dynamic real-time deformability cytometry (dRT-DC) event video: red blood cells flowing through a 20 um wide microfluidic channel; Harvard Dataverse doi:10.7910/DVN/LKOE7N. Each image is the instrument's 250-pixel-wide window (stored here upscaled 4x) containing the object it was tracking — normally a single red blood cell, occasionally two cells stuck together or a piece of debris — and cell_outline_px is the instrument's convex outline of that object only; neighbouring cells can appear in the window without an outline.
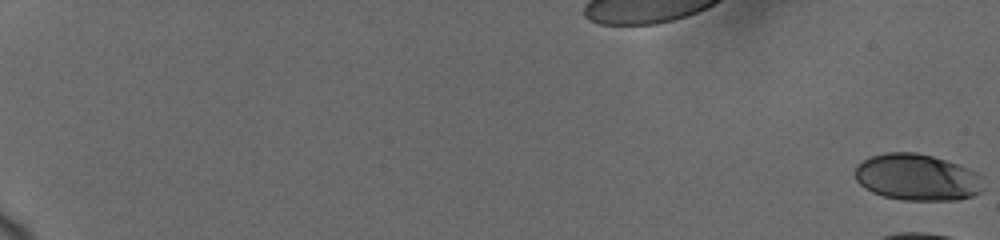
{"species": "human", "species_latin": "Homo sapiens", "temperature_condition": "cold", "stored_images_in_passage": 19, "camera_frame_rate_fps": 3000, "um_per_image_px": 0.085, "donor": {"sex": "female"}, "frame": {"image": 1, "passage_image": 1, "time_ms": 0.0, "image_size_px": [1000, 240], "cell_outline_px": [[984, 176], [980, 192], [972, 196], [956, 200], [904, 200], [884, 196], [872, 192], [864, 188], [856, 180], [856, 164], [872, 156], [888, 152], [916, 152], [932, 156], [980, 172]], "centroid_in_image_um": [77.97, 15.07], "position_along_channel_um": 7.0, "area_um2": 34.85}}
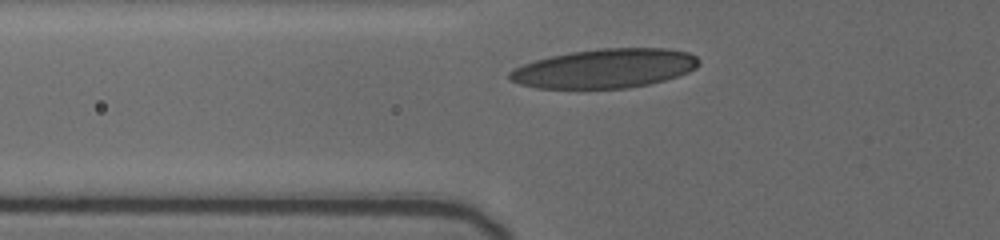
{"frame": {"image": 2, "passage_image": 15, "time_ms": 4.333, "image_size_px": [1000, 240], "cell_outline_px": [[700, 64], [696, 68], [688, 72], [664, 80], [648, 84], [624, 88], [536, 88], [520, 84], [508, 80], [508, 72], [524, 64], [536, 60], [552, 56], [572, 52], [600, 48], [664, 48], [688, 52], [696, 56], [700, 60]], "centroid_in_image_um": [51.42, 5.81], "position_along_channel_um": 74.4, "area_um2": 43.0}}
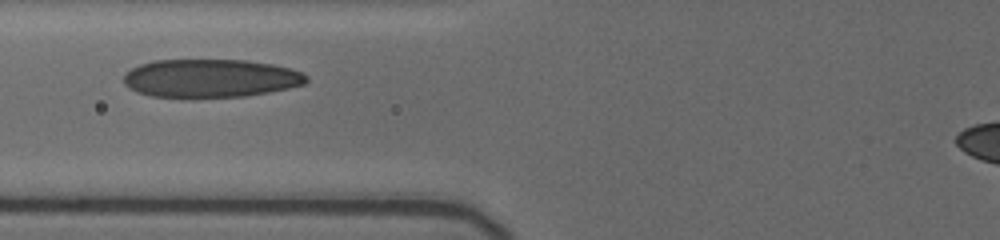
{"frame": {"image": 3, "passage_image": 18, "time_ms": 5.333, "image_size_px": [1000, 240], "cell_outline_px": [[308, 80], [304, 84], [288, 88], [268, 92], [244, 96], [152, 96], [136, 92], [128, 88], [124, 84], [124, 72], [140, 64], [152, 60], [248, 60], [272, 64], [304, 72], [308, 76]], "centroid_in_image_um": [17.88, 6.63], "position_along_channel_um": 107.9, "area_um2": 40.52}}